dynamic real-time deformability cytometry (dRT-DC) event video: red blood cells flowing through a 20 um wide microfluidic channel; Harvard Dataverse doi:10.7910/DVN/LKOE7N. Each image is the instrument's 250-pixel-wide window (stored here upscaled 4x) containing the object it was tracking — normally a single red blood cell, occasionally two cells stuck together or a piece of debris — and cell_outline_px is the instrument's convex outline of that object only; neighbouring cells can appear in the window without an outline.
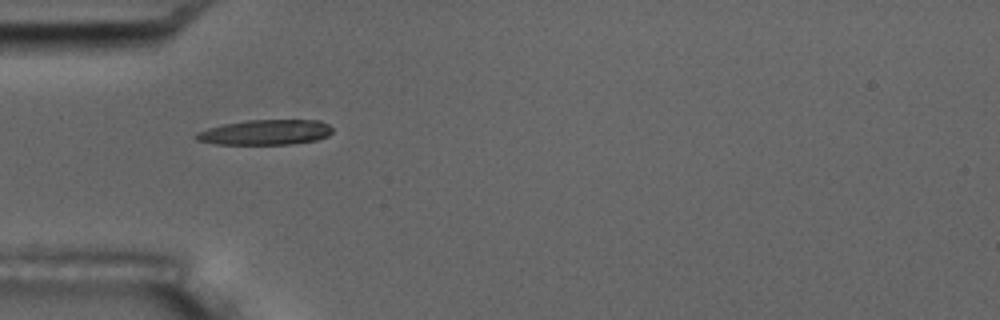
{"species": "common noctule bat (a hibernating species)", "species_latin": "Nyctalus noctula", "temperature_condition": "room temperature", "stored_images_in_passage": 2, "camera_frame_rate_fps": 3000, "um_per_image_px": 0.085, "animal": {"sex": "male", "body_mass_g": 17.5, "forearm_length_mm": 52.3}, "frame": {"image": 1, "passage_image": 1, "time_ms": 0.0, "image_size_px": [1000, 320], "cell_outline_px": [[332, 132], [328, 136], [316, 140], [292, 144], [216, 144], [196, 140], [192, 136], [196, 132], [208, 128], [224, 124], [248, 120], [320, 120], [328, 124], [332, 128]], "centroid_in_image_um": [22.55, 11.24], "position_along_channel_um": 62.5, "area_um2": 20.06}}